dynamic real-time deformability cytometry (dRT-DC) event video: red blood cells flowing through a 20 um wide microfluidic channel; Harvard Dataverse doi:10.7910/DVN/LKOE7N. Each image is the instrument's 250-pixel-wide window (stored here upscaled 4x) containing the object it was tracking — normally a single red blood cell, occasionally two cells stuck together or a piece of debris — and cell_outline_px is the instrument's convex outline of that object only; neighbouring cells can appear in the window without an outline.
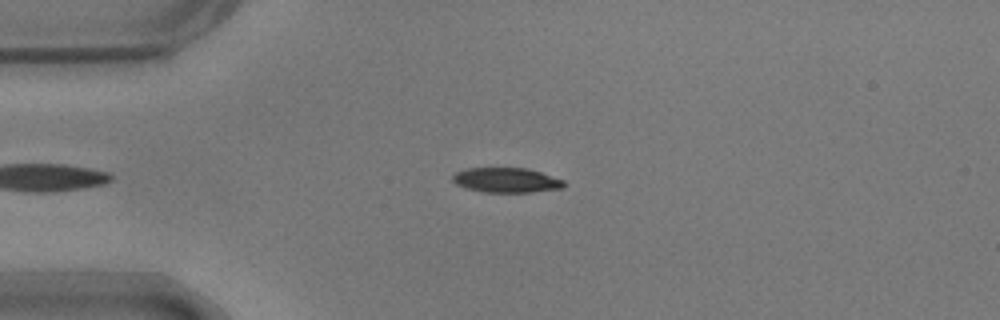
{"species": "common noctule bat (a hibernating species)", "species_latin": "Nyctalus noctula", "temperature_condition": "warm", "stored_images_in_passage": 40, "camera_frame_rate_fps": 3000, "um_per_image_px": 0.085, "animal": {"sex": "male", "body_mass_g": 17.9}, "frame": {"image": 1, "passage_image": 3, "time_ms": 0.667, "image_size_px": [1000, 320], "cell_outline_px": [[564, 188], [532, 192], [484, 192], [464, 188], [456, 184], [452, 180], [452, 176], [456, 172], [468, 168], [528, 168], [564, 180]], "centroid_in_image_um": [43.03, 15.31], "position_along_channel_um": 42.0, "area_um2": 16.13}}
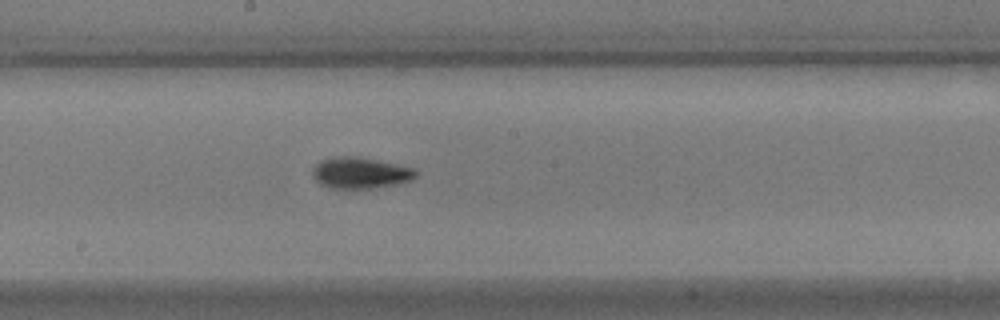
{"frame": {"image": 2, "passage_image": 19, "time_ms": 6.0, "image_size_px": [1000, 320], "cell_outline_px": [[416, 176], [412, 180], [396, 184], [376, 188], [328, 188], [320, 184], [312, 176], [312, 168], [320, 160], [332, 156], [360, 156], [416, 168]], "centroid_in_image_um": [30.61, 14.68], "position_along_channel_um": 217.6, "area_um2": 19.13}}
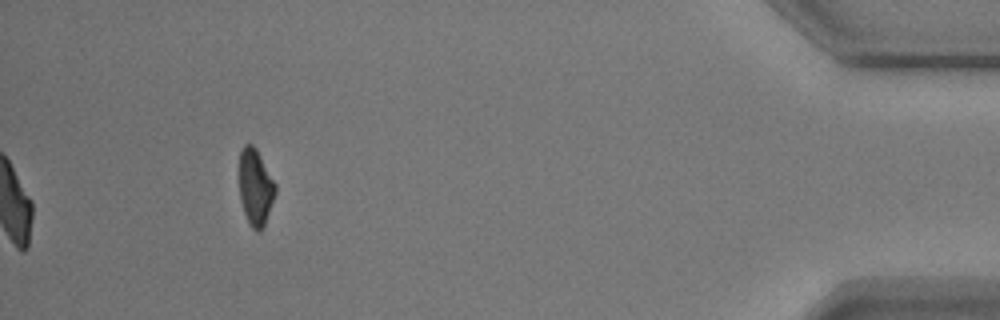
{"frame": {"image": 3, "passage_image": 40, "time_ms": 13.0, "image_size_px": [1000, 320], "cell_outline_px": [[276, 192], [264, 228], [260, 232], [256, 232], [252, 228], [244, 212], [240, 200], [240, 152], [244, 144], [252, 144], [256, 148], [276, 184]], "centroid_in_image_um": [21.73, 15.94], "position_along_channel_um": 413.5, "area_um2": 16.07}, "authors_computed_cell_mechanics": {"area_um2": 17.4267, "velocity_mm_per_s": 3.7032, "shape_relaxation_time_tau1_ms": 2.8101, "shape_relaxation_time_tau2_ms": 2.0361, "deformation_change_tau1": 0.1361, "deformation_change_tau2": 0.0751}}